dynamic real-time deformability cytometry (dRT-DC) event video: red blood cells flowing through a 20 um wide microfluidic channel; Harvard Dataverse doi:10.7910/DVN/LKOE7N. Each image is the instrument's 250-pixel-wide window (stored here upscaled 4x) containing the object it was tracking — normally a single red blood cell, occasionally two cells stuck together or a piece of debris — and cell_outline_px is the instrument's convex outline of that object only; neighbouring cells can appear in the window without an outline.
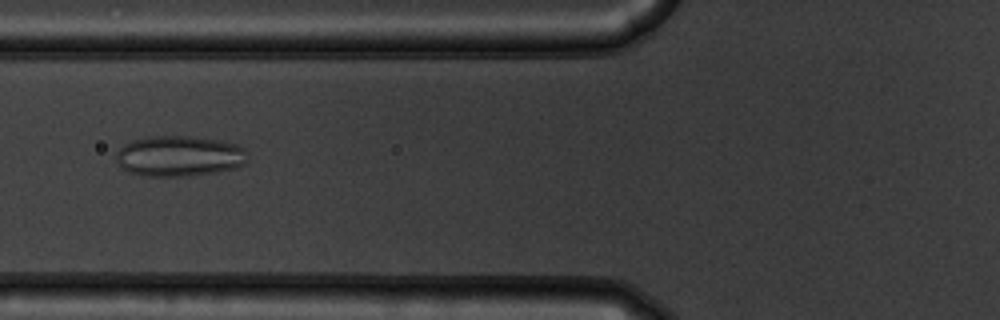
{"species": "common noctule bat (a hibernating species)", "species_latin": "Nyctalus noctula", "temperature_condition": "warm", "stored_images_in_passage": 55, "camera_frame_rate_fps": 3000, "um_per_image_px": 0.085, "animal": {"sex": "male", "body_mass_g": 19.5, "forearm_length_mm": 54.6}, "frame": {"image": 1, "passage_image": 22, "time_ms": 7.0, "image_size_px": [1000, 320], "cell_outline_px": [[248, 152], [244, 164], [236, 168], [216, 172], [188, 176], [148, 176], [132, 172], [124, 168], [116, 160], [116, 152], [124, 144], [132, 140], [152, 136], [192, 136], [216, 140], [236, 144], [244, 148]], "centroid_in_image_um": [15.26, 13.26], "position_along_channel_um": 110.5, "area_um2": 30.98}}
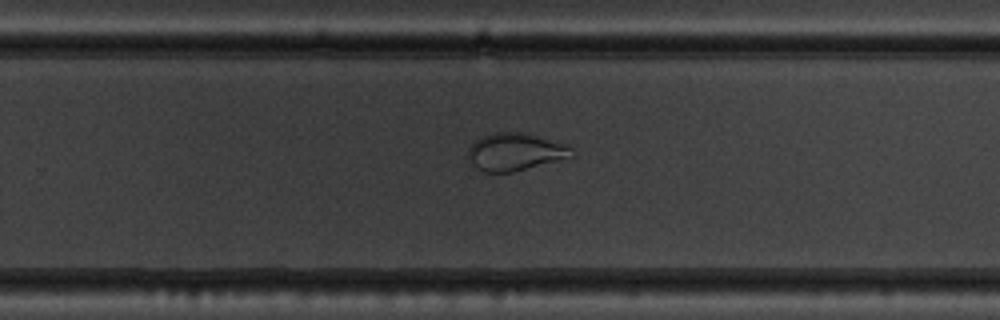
{"frame": {"image": 2, "passage_image": 36, "time_ms": 11.667, "image_size_px": [1000, 320], "cell_outline_px": [[572, 156], [512, 172], [484, 172], [476, 168], [472, 164], [468, 156], [468, 148], [476, 140], [492, 132], [524, 132], [564, 144], [572, 148]], "centroid_in_image_um": [43.74, 12.9], "position_along_channel_um": 286.1, "area_um2": 22.25}}
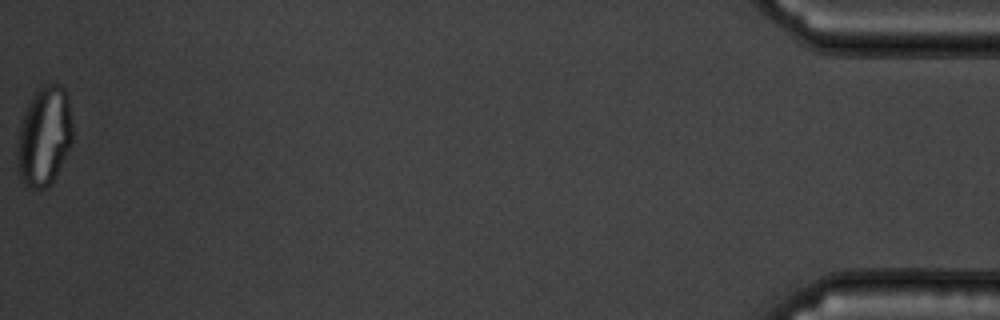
{"frame": {"image": 3, "passage_image": 55, "time_ms": 18.0, "image_size_px": [1000, 320], "cell_outline_px": [[72, 140], [52, 180], [44, 188], [28, 188], [24, 184], [16, 168], [16, 148], [20, 128], [24, 112], [32, 96], [44, 84], [60, 84], [64, 88], [68, 96], [72, 124]], "centroid_in_image_um": [3.73, 11.56], "position_along_channel_um": 431.5, "area_um2": 31.73}}